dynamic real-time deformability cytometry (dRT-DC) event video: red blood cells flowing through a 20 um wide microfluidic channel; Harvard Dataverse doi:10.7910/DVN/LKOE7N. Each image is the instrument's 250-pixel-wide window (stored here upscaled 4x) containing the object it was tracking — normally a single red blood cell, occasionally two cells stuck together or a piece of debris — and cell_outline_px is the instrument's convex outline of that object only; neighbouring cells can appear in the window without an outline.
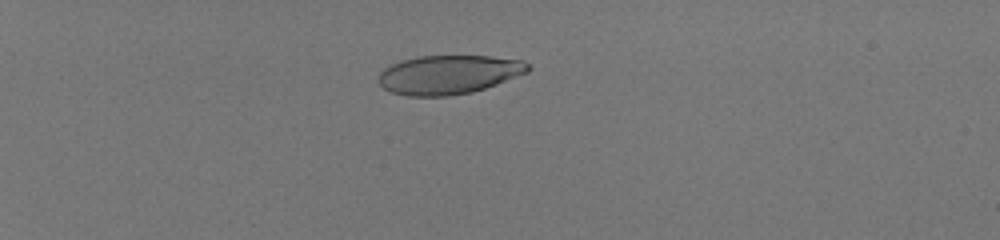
{"species": "human", "species_latin": "Homo sapiens", "temperature_condition": "room temperature", "stored_images_in_passage": 42, "camera_frame_rate_fps": 3000, "um_per_image_px": 0.085, "donor": {"sex": "male"}, "frame": {"image": 1, "passage_image": 4, "time_ms": 1.0, "image_size_px": [1000, 240], "cell_outline_px": [[532, 68], [528, 72], [496, 84], [472, 92], [448, 96], [408, 96], [392, 92], [384, 88], [376, 80], [380, 72], [384, 68], [400, 60], [420, 56], [488, 56], [524, 60]], "centroid_in_image_um": [38.13, 6.34], "position_along_channel_um": 46.9, "area_um2": 33.99}}
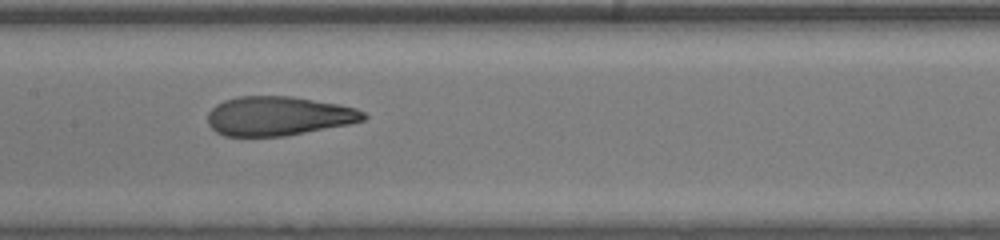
{"frame": {"image": 2, "passage_image": 20, "time_ms": 6.333, "image_size_px": [1000, 240], "cell_outline_px": [[368, 116], [364, 120], [348, 124], [284, 136], [224, 136], [216, 132], [208, 124], [208, 112], [216, 104], [224, 100], [236, 96], [292, 96], [340, 104], [356, 108], [364, 112]], "centroid_in_image_um": [23.65, 9.85], "position_along_channel_um": 183.7, "area_um2": 35.66}}
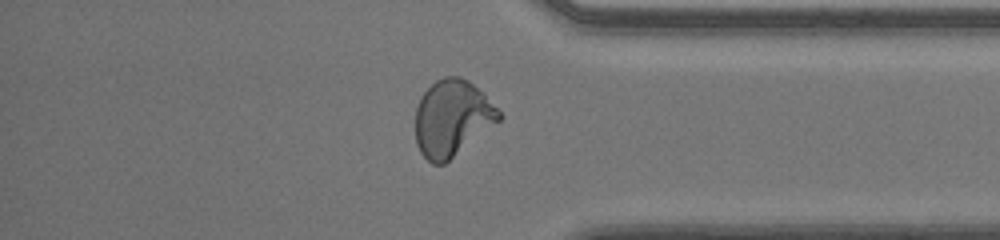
{"frame": {"image": 3, "passage_image": 36, "time_ms": 11.667, "image_size_px": [1000, 240], "cell_outline_px": [[504, 116], [500, 120], [444, 164], [432, 164], [420, 152], [416, 144], [416, 108], [420, 96], [436, 80], [444, 76], [460, 76], [468, 80], [484, 92]], "centroid_in_image_um": [38.43, 10.02], "position_along_channel_um": 396.8, "area_um2": 37.17}, "authors_computed_cell_mechanics": {"area_um2": 35.9227, "velocity_mm_per_s": 4.0609, "shape_relaxation_time_tau1_ms": 6.7526, "shape_relaxation_time_tau2_ms": null, "deformation_change_tau1": 0.2844, "deformation_change_tau2": null}}